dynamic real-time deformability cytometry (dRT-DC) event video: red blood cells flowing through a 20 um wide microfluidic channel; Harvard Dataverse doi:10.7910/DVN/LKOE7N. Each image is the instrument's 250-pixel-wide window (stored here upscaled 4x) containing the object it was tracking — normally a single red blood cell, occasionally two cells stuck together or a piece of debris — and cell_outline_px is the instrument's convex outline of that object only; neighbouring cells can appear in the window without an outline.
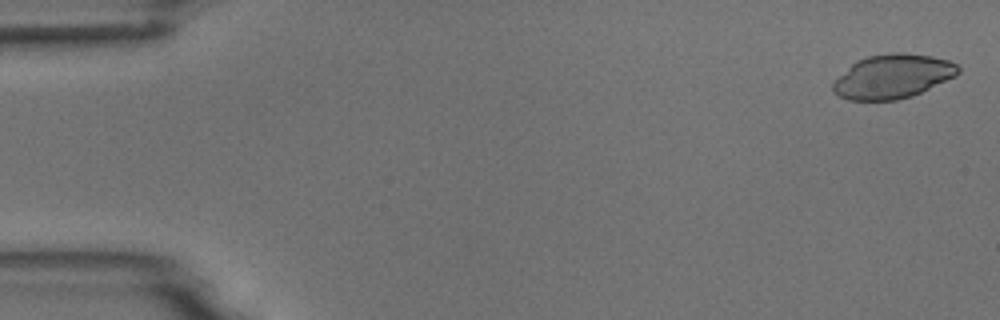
{"species": "common noctule bat (a hibernating species)", "species_latin": "Nyctalus noctula", "temperature_condition": "room temperature", "stored_images_in_passage": 5, "camera_frame_rate_fps": 3000, "um_per_image_px": 0.085, "animal": {"sex": "male", "body_mass_g": 18.8}, "frame": {"image": 1, "passage_image": 1, "time_ms": 0.0, "image_size_px": [1000, 320], "cell_outline_px": [[960, 72], [956, 76], [912, 96], [896, 100], [848, 100], [832, 92], [832, 84], [856, 60], [868, 56], [892, 52], [900, 52], [932, 56], [948, 60], [956, 64], [960, 68]], "centroid_in_image_um": [75.89, 6.49], "position_along_channel_um": 9.1, "area_um2": 32.02}}
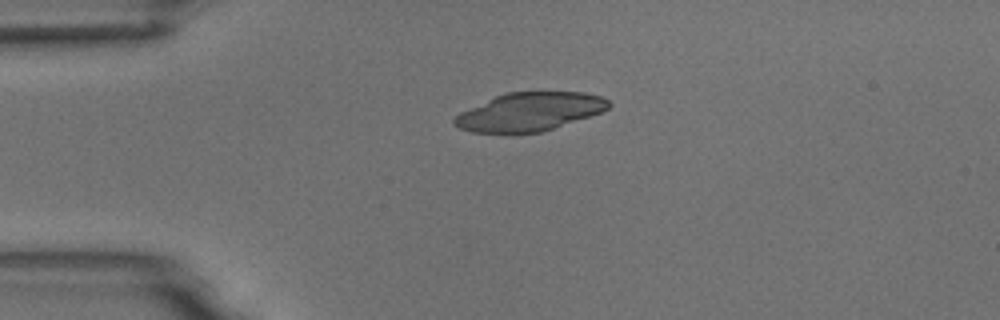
{"frame": {"image": 2, "passage_image": 4, "time_ms": 3.667, "image_size_px": [1000, 320], "cell_outline_px": [[612, 104], [608, 108], [600, 112], [540, 132], [512, 136], [508, 136], [472, 132], [460, 128], [452, 124], [452, 120], [460, 112], [496, 96], [508, 92], [584, 92], [600, 96], [608, 100]], "centroid_in_image_um": [44.94, 9.54], "position_along_channel_um": 40.1, "area_um2": 34.85}}